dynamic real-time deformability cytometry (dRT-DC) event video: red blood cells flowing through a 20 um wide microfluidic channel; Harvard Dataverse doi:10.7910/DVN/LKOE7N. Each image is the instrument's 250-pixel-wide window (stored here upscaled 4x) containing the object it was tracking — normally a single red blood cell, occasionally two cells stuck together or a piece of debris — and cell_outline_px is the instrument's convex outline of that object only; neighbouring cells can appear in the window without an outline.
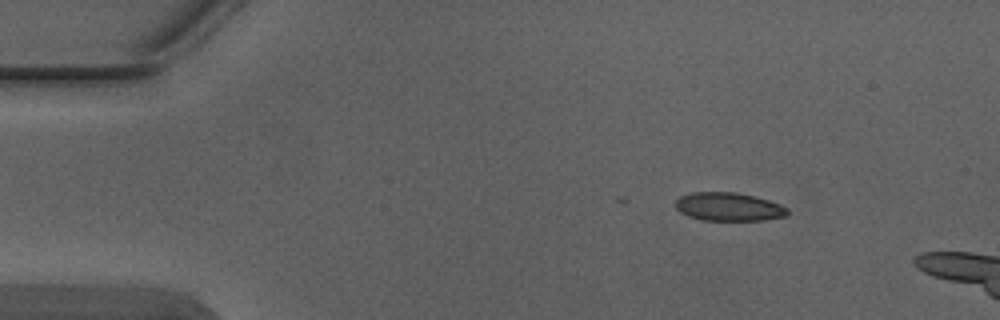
{"species": "Egyptian fruit bat (a non-hibernating species)", "species_latin": "Rousettus aegyptiacus", "temperature_condition": "warm", "stored_images_in_passage": 4, "camera_frame_rate_fps": 3000, "um_per_image_px": 0.085, "animal": {"sex": "male"}, "frame": {"image": 1, "passage_image": 2, "time_ms": 0.333, "image_size_px": [1000, 320], "cell_outline_px": [[788, 216], [764, 220], [700, 220], [688, 216], [680, 212], [676, 208], [676, 200], [680, 196], [692, 192], [736, 192], [756, 196], [780, 204], [788, 208]], "centroid_in_image_um": [61.95, 17.57], "position_along_channel_um": 23.1, "area_um2": 18.67}}